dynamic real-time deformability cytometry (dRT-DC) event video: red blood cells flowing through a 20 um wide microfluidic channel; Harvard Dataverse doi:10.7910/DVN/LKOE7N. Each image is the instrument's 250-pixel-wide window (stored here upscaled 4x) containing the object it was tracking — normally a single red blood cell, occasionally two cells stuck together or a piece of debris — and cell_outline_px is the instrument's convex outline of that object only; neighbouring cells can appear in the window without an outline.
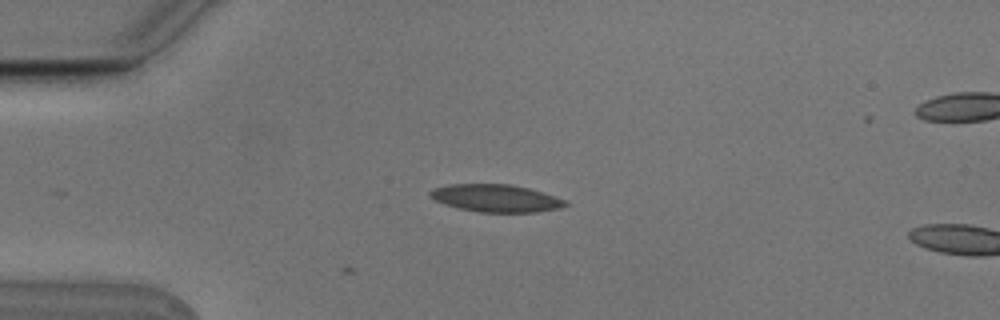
{"species": "Egyptian fruit bat (a non-hibernating species)", "species_latin": "Rousettus aegyptiacus", "temperature_condition": "cold", "stored_images_in_passage": 7, "camera_frame_rate_fps": 3000, "um_per_image_px": 0.085, "animal": {"sex": "male"}, "frame": {"image": 1, "passage_image": 3, "time_ms": 0.667, "image_size_px": [1000, 320], "cell_outline_px": [[568, 204], [560, 208], [536, 212], [480, 212], [460, 208], [444, 204], [428, 196], [428, 192], [432, 188], [448, 184], [508, 184], [528, 188], [564, 200]], "centroid_in_image_um": [42.08, 16.84], "position_along_channel_um": 42.9, "area_um2": 21.44}}
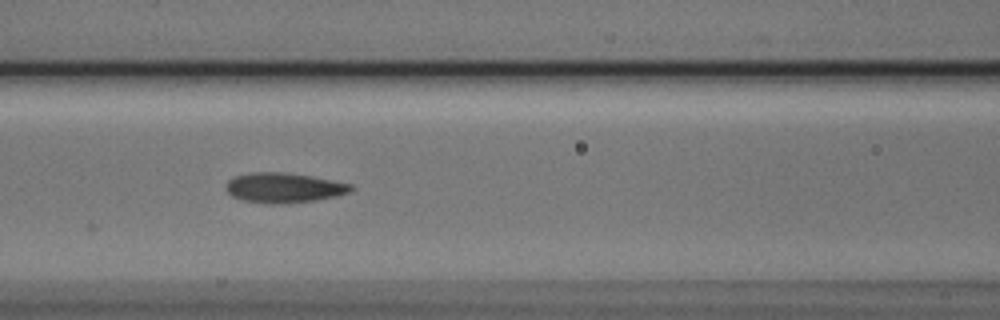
{"frame": {"image": 2, "passage_image": 6, "time_ms": 1.667, "image_size_px": [1000, 320], "cell_outline_px": [[356, 188], [352, 192], [336, 196], [316, 200], [280, 204], [268, 204], [244, 200], [232, 196], [224, 188], [224, 184], [228, 180], [236, 176], [252, 172], [284, 172], [332, 180], [352, 184]], "centroid_in_image_um": [24.14, 15.96], "position_along_channel_um": 142.5, "area_um2": 21.91}}
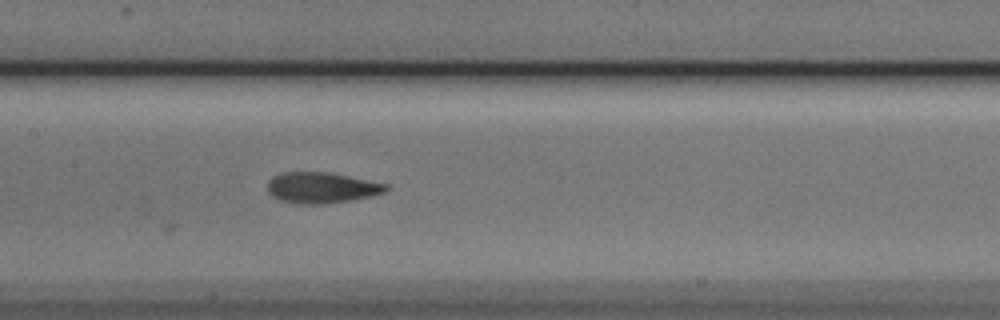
{"frame": {"image": 3, "passage_image": 7, "time_ms": 2.0, "image_size_px": [1000, 320], "cell_outline_px": [[392, 188], [384, 192], [372, 196], [352, 200], [324, 204], [304, 204], [280, 200], [272, 196], [268, 192], [268, 180], [272, 176], [280, 172], [324, 172], [348, 176], [388, 184]], "centroid_in_image_um": [27.34, 15.95], "position_along_channel_um": 180.1, "area_um2": 21.39}}